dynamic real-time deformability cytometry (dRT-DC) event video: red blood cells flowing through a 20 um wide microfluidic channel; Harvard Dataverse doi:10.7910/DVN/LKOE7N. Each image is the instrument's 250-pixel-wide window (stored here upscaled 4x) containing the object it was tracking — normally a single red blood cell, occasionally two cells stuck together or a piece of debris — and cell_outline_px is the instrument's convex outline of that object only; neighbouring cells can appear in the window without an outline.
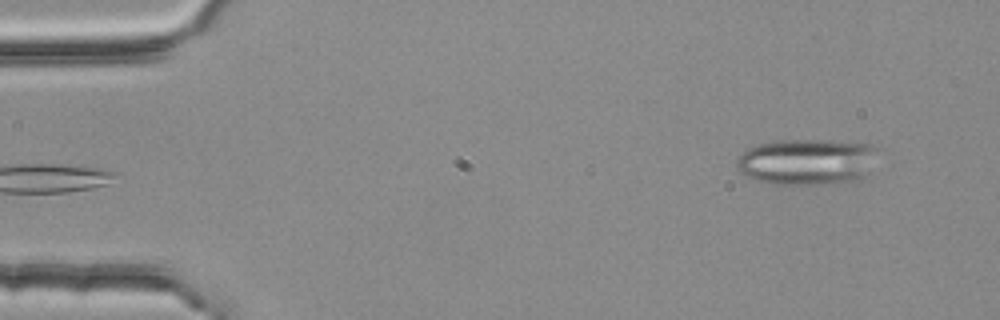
{"species": "common noctule bat (a hibernating species)", "species_latin": "Nyctalus noctula", "temperature_condition": "room temperature", "stored_images_in_passage": 3, "camera_frame_rate_fps": 3000, "um_per_image_px": 0.085, "animal": {"sex": "female", "body_mass_g": 25.1}, "frame": {"image": 1, "passage_image": 1, "time_ms": 0.0, "image_size_px": [1000, 320], "cell_outline_px": [[876, 148], [868, 172], [860, 180], [816, 184], [776, 184], [756, 180], [740, 172], [736, 168], [736, 160], [748, 148], [760, 144], [780, 140], [816, 140], [872, 144]], "centroid_in_image_um": [68.55, 13.75], "position_along_channel_um": 16.4, "area_um2": 37.4}}